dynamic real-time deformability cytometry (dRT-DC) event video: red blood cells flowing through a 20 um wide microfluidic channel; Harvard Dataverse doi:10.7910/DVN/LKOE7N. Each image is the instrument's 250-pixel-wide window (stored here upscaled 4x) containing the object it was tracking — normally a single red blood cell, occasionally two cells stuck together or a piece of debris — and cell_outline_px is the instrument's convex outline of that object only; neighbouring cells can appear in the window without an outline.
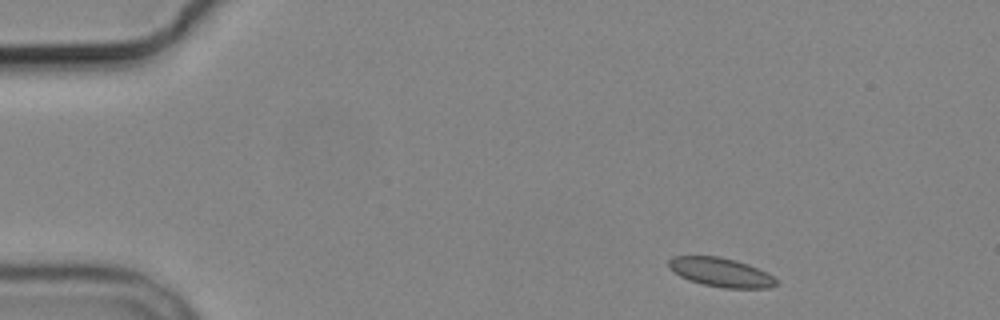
{"species": "common noctule bat (a hibernating species)", "species_latin": "Nyctalus noctula", "temperature_condition": "cold", "stored_images_in_passage": 5, "camera_frame_rate_fps": 3000, "um_per_image_px": 0.085, "animal": {"sex": "male", "body_mass_g": 19.2, "forearm_length_mm": 51.8}, "frame": {"image": 1, "passage_image": 1, "time_ms": 0.0, "image_size_px": [1000, 320], "cell_outline_px": [[780, 284], [768, 288], [724, 288], [704, 284], [688, 280], [672, 272], [668, 268], [668, 260], [672, 256], [720, 256], [736, 260], [748, 264], [772, 276]], "centroid_in_image_um": [61.23, 23.14], "position_along_channel_um": 23.8, "area_um2": 18.21}}
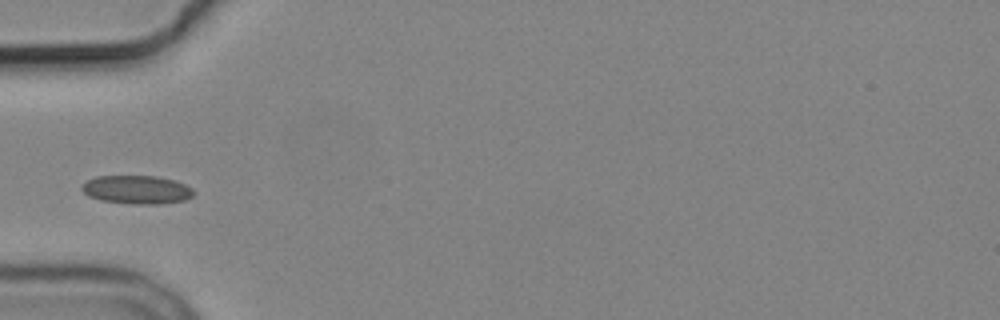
{"frame": {"image": 2, "passage_image": 4, "time_ms": 3.667, "image_size_px": [1000, 320], "cell_outline_px": [[196, 192], [192, 196], [184, 200], [160, 204], [132, 204], [100, 200], [88, 196], [80, 188], [80, 184], [96, 176], [156, 176], [172, 180], [184, 184], [192, 188]], "centroid_in_image_um": [11.6, 16.12], "position_along_channel_um": 73.4, "area_um2": 18.61}}
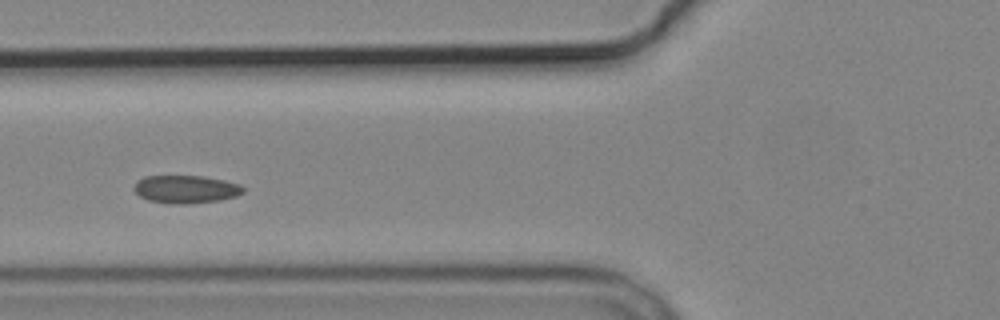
{"frame": {"image": 3, "passage_image": 5, "time_ms": 4.667, "image_size_px": [1000, 320], "cell_outline_px": [[244, 192], [236, 196], [220, 200], [188, 204], [176, 204], [148, 200], [140, 196], [132, 188], [136, 180], [144, 176], [204, 176], [224, 180], [240, 184], [244, 188]], "centroid_in_image_um": [15.78, 16.08], "position_along_channel_um": 110.0, "area_um2": 17.86}}